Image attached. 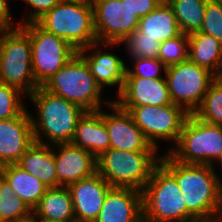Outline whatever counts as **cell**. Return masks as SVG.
<instances>
[{"mask_svg":"<svg viewBox=\"0 0 222 222\" xmlns=\"http://www.w3.org/2000/svg\"><path fill=\"white\" fill-rule=\"evenodd\" d=\"M143 216L142 192L112 187L94 222H138Z\"/></svg>","mask_w":222,"mask_h":222,"instance_id":"cell-18","label":"cell"},{"mask_svg":"<svg viewBox=\"0 0 222 222\" xmlns=\"http://www.w3.org/2000/svg\"><path fill=\"white\" fill-rule=\"evenodd\" d=\"M54 149L50 144L35 142L21 155L16 163L41 180L48 188L58 187Z\"/></svg>","mask_w":222,"mask_h":222,"instance_id":"cell-21","label":"cell"},{"mask_svg":"<svg viewBox=\"0 0 222 222\" xmlns=\"http://www.w3.org/2000/svg\"><path fill=\"white\" fill-rule=\"evenodd\" d=\"M211 1L222 5V0H211Z\"/></svg>","mask_w":222,"mask_h":222,"instance_id":"cell-41","label":"cell"},{"mask_svg":"<svg viewBox=\"0 0 222 222\" xmlns=\"http://www.w3.org/2000/svg\"><path fill=\"white\" fill-rule=\"evenodd\" d=\"M38 222H58V221H53V220H48V219H37Z\"/></svg>","mask_w":222,"mask_h":222,"instance_id":"cell-39","label":"cell"},{"mask_svg":"<svg viewBox=\"0 0 222 222\" xmlns=\"http://www.w3.org/2000/svg\"><path fill=\"white\" fill-rule=\"evenodd\" d=\"M20 26L30 36L32 72L36 84L42 87L78 51L64 39L45 31L36 22Z\"/></svg>","mask_w":222,"mask_h":222,"instance_id":"cell-9","label":"cell"},{"mask_svg":"<svg viewBox=\"0 0 222 222\" xmlns=\"http://www.w3.org/2000/svg\"><path fill=\"white\" fill-rule=\"evenodd\" d=\"M175 146L168 153L178 162L212 165V159L222 158V126L189 114Z\"/></svg>","mask_w":222,"mask_h":222,"instance_id":"cell-8","label":"cell"},{"mask_svg":"<svg viewBox=\"0 0 222 222\" xmlns=\"http://www.w3.org/2000/svg\"><path fill=\"white\" fill-rule=\"evenodd\" d=\"M165 76L172 103L188 114L198 109L210 84L217 78L189 59L167 67Z\"/></svg>","mask_w":222,"mask_h":222,"instance_id":"cell-10","label":"cell"},{"mask_svg":"<svg viewBox=\"0 0 222 222\" xmlns=\"http://www.w3.org/2000/svg\"><path fill=\"white\" fill-rule=\"evenodd\" d=\"M71 143L86 151L96 158L110 147V138L103 121V112L85 111L78 119L76 130Z\"/></svg>","mask_w":222,"mask_h":222,"instance_id":"cell-19","label":"cell"},{"mask_svg":"<svg viewBox=\"0 0 222 222\" xmlns=\"http://www.w3.org/2000/svg\"><path fill=\"white\" fill-rule=\"evenodd\" d=\"M188 35L181 33L176 38L161 42L158 59L167 67L188 60Z\"/></svg>","mask_w":222,"mask_h":222,"instance_id":"cell-29","label":"cell"},{"mask_svg":"<svg viewBox=\"0 0 222 222\" xmlns=\"http://www.w3.org/2000/svg\"><path fill=\"white\" fill-rule=\"evenodd\" d=\"M157 150L125 151L109 148L96 158L97 173L111 187L132 188L142 192L159 164Z\"/></svg>","mask_w":222,"mask_h":222,"instance_id":"cell-3","label":"cell"},{"mask_svg":"<svg viewBox=\"0 0 222 222\" xmlns=\"http://www.w3.org/2000/svg\"><path fill=\"white\" fill-rule=\"evenodd\" d=\"M17 222H38L37 218L34 217L33 215L30 216L29 218L23 219V220H19Z\"/></svg>","mask_w":222,"mask_h":222,"instance_id":"cell-38","label":"cell"},{"mask_svg":"<svg viewBox=\"0 0 222 222\" xmlns=\"http://www.w3.org/2000/svg\"><path fill=\"white\" fill-rule=\"evenodd\" d=\"M114 101L119 107L165 106L172 104L166 78H125Z\"/></svg>","mask_w":222,"mask_h":222,"instance_id":"cell-17","label":"cell"},{"mask_svg":"<svg viewBox=\"0 0 222 222\" xmlns=\"http://www.w3.org/2000/svg\"><path fill=\"white\" fill-rule=\"evenodd\" d=\"M62 1L66 3L81 4L88 7H93L95 3V0H62Z\"/></svg>","mask_w":222,"mask_h":222,"instance_id":"cell-37","label":"cell"},{"mask_svg":"<svg viewBox=\"0 0 222 222\" xmlns=\"http://www.w3.org/2000/svg\"><path fill=\"white\" fill-rule=\"evenodd\" d=\"M138 30L142 38L155 39L160 43L181 34L173 9L166 0L140 18Z\"/></svg>","mask_w":222,"mask_h":222,"instance_id":"cell-22","label":"cell"},{"mask_svg":"<svg viewBox=\"0 0 222 222\" xmlns=\"http://www.w3.org/2000/svg\"><path fill=\"white\" fill-rule=\"evenodd\" d=\"M32 216V210L18 196L1 174L0 222H17Z\"/></svg>","mask_w":222,"mask_h":222,"instance_id":"cell-28","label":"cell"},{"mask_svg":"<svg viewBox=\"0 0 222 222\" xmlns=\"http://www.w3.org/2000/svg\"><path fill=\"white\" fill-rule=\"evenodd\" d=\"M0 172L15 196L20 197L31 210L37 206L48 188L41 180L17 164L2 166Z\"/></svg>","mask_w":222,"mask_h":222,"instance_id":"cell-24","label":"cell"},{"mask_svg":"<svg viewBox=\"0 0 222 222\" xmlns=\"http://www.w3.org/2000/svg\"><path fill=\"white\" fill-rule=\"evenodd\" d=\"M42 88L80 106L84 111L101 109L102 88L93 78L89 66L77 53Z\"/></svg>","mask_w":222,"mask_h":222,"instance_id":"cell-6","label":"cell"},{"mask_svg":"<svg viewBox=\"0 0 222 222\" xmlns=\"http://www.w3.org/2000/svg\"><path fill=\"white\" fill-rule=\"evenodd\" d=\"M172 7L180 32L186 35L199 32L208 0H166Z\"/></svg>","mask_w":222,"mask_h":222,"instance_id":"cell-26","label":"cell"},{"mask_svg":"<svg viewBox=\"0 0 222 222\" xmlns=\"http://www.w3.org/2000/svg\"><path fill=\"white\" fill-rule=\"evenodd\" d=\"M87 48L78 50L89 66L90 72L96 83L103 89L104 86H118V94L123 88L126 75L124 61L116 54L102 53L101 49H96L93 54L85 55Z\"/></svg>","mask_w":222,"mask_h":222,"instance_id":"cell-20","label":"cell"},{"mask_svg":"<svg viewBox=\"0 0 222 222\" xmlns=\"http://www.w3.org/2000/svg\"><path fill=\"white\" fill-rule=\"evenodd\" d=\"M122 42L126 43V49L132 58H158L161 43L155 39L142 38L138 29Z\"/></svg>","mask_w":222,"mask_h":222,"instance_id":"cell-31","label":"cell"},{"mask_svg":"<svg viewBox=\"0 0 222 222\" xmlns=\"http://www.w3.org/2000/svg\"><path fill=\"white\" fill-rule=\"evenodd\" d=\"M128 111L147 140L158 148L157 140H171L177 144L183 124L189 114L180 106L169 104L165 106L120 107Z\"/></svg>","mask_w":222,"mask_h":222,"instance_id":"cell-11","label":"cell"},{"mask_svg":"<svg viewBox=\"0 0 222 222\" xmlns=\"http://www.w3.org/2000/svg\"><path fill=\"white\" fill-rule=\"evenodd\" d=\"M32 215L37 219L76 222L73 202L67 186L47 188L32 210Z\"/></svg>","mask_w":222,"mask_h":222,"instance_id":"cell-23","label":"cell"},{"mask_svg":"<svg viewBox=\"0 0 222 222\" xmlns=\"http://www.w3.org/2000/svg\"><path fill=\"white\" fill-rule=\"evenodd\" d=\"M29 34L21 27L0 33V82L31 95L38 89L32 72Z\"/></svg>","mask_w":222,"mask_h":222,"instance_id":"cell-7","label":"cell"},{"mask_svg":"<svg viewBox=\"0 0 222 222\" xmlns=\"http://www.w3.org/2000/svg\"><path fill=\"white\" fill-rule=\"evenodd\" d=\"M20 90L0 82V120H7L19 116L24 108Z\"/></svg>","mask_w":222,"mask_h":222,"instance_id":"cell-30","label":"cell"},{"mask_svg":"<svg viewBox=\"0 0 222 222\" xmlns=\"http://www.w3.org/2000/svg\"><path fill=\"white\" fill-rule=\"evenodd\" d=\"M142 207L143 217L152 222H198L187 211L176 179L160 163L142 190Z\"/></svg>","mask_w":222,"mask_h":222,"instance_id":"cell-4","label":"cell"},{"mask_svg":"<svg viewBox=\"0 0 222 222\" xmlns=\"http://www.w3.org/2000/svg\"><path fill=\"white\" fill-rule=\"evenodd\" d=\"M33 7L34 11L30 12L27 19L23 22H19V25L26 24L29 22H36L46 12L50 11L55 5L60 3L62 0H23Z\"/></svg>","mask_w":222,"mask_h":222,"instance_id":"cell-34","label":"cell"},{"mask_svg":"<svg viewBox=\"0 0 222 222\" xmlns=\"http://www.w3.org/2000/svg\"><path fill=\"white\" fill-rule=\"evenodd\" d=\"M56 172L59 186H68L97 172L96 157L72 143L55 144Z\"/></svg>","mask_w":222,"mask_h":222,"instance_id":"cell-16","label":"cell"},{"mask_svg":"<svg viewBox=\"0 0 222 222\" xmlns=\"http://www.w3.org/2000/svg\"><path fill=\"white\" fill-rule=\"evenodd\" d=\"M0 191H1V172H0Z\"/></svg>","mask_w":222,"mask_h":222,"instance_id":"cell-44","label":"cell"},{"mask_svg":"<svg viewBox=\"0 0 222 222\" xmlns=\"http://www.w3.org/2000/svg\"><path fill=\"white\" fill-rule=\"evenodd\" d=\"M218 161L221 163V168H222V158L220 160H218ZM219 187H220V190L222 191V186H219Z\"/></svg>","mask_w":222,"mask_h":222,"instance_id":"cell-42","label":"cell"},{"mask_svg":"<svg viewBox=\"0 0 222 222\" xmlns=\"http://www.w3.org/2000/svg\"><path fill=\"white\" fill-rule=\"evenodd\" d=\"M199 32L213 36L222 43V5L208 0Z\"/></svg>","mask_w":222,"mask_h":222,"instance_id":"cell-33","label":"cell"},{"mask_svg":"<svg viewBox=\"0 0 222 222\" xmlns=\"http://www.w3.org/2000/svg\"><path fill=\"white\" fill-rule=\"evenodd\" d=\"M31 101L37 106V118L31 117L35 142L47 144L71 143L78 119L84 110L68 100L56 96L42 87H38L31 95ZM44 135L45 140L43 141ZM42 139V140H41Z\"/></svg>","mask_w":222,"mask_h":222,"instance_id":"cell-2","label":"cell"},{"mask_svg":"<svg viewBox=\"0 0 222 222\" xmlns=\"http://www.w3.org/2000/svg\"><path fill=\"white\" fill-rule=\"evenodd\" d=\"M36 23L71 44L77 51L99 46L94 30L93 7L61 1Z\"/></svg>","mask_w":222,"mask_h":222,"instance_id":"cell-5","label":"cell"},{"mask_svg":"<svg viewBox=\"0 0 222 222\" xmlns=\"http://www.w3.org/2000/svg\"><path fill=\"white\" fill-rule=\"evenodd\" d=\"M193 115L209 124L222 126V77H217L210 84L201 105Z\"/></svg>","mask_w":222,"mask_h":222,"instance_id":"cell-27","label":"cell"},{"mask_svg":"<svg viewBox=\"0 0 222 222\" xmlns=\"http://www.w3.org/2000/svg\"><path fill=\"white\" fill-rule=\"evenodd\" d=\"M219 221L222 222V209H221V214H220V219H219Z\"/></svg>","mask_w":222,"mask_h":222,"instance_id":"cell-43","label":"cell"},{"mask_svg":"<svg viewBox=\"0 0 222 222\" xmlns=\"http://www.w3.org/2000/svg\"><path fill=\"white\" fill-rule=\"evenodd\" d=\"M135 60L134 70L126 68L125 78H163L159 75L161 68L166 72L167 66L158 58H132Z\"/></svg>","mask_w":222,"mask_h":222,"instance_id":"cell-32","label":"cell"},{"mask_svg":"<svg viewBox=\"0 0 222 222\" xmlns=\"http://www.w3.org/2000/svg\"><path fill=\"white\" fill-rule=\"evenodd\" d=\"M94 30L97 42L121 44L138 29L140 18L122 0H95Z\"/></svg>","mask_w":222,"mask_h":222,"instance_id":"cell-12","label":"cell"},{"mask_svg":"<svg viewBox=\"0 0 222 222\" xmlns=\"http://www.w3.org/2000/svg\"><path fill=\"white\" fill-rule=\"evenodd\" d=\"M138 222H152V221H149L142 216Z\"/></svg>","mask_w":222,"mask_h":222,"instance_id":"cell-40","label":"cell"},{"mask_svg":"<svg viewBox=\"0 0 222 222\" xmlns=\"http://www.w3.org/2000/svg\"><path fill=\"white\" fill-rule=\"evenodd\" d=\"M113 113L103 111V121L110 138L111 149L125 151L157 150L135 124L132 115L114 101L106 102Z\"/></svg>","mask_w":222,"mask_h":222,"instance_id":"cell-13","label":"cell"},{"mask_svg":"<svg viewBox=\"0 0 222 222\" xmlns=\"http://www.w3.org/2000/svg\"><path fill=\"white\" fill-rule=\"evenodd\" d=\"M30 112L0 120V167L16 164L21 155L34 143Z\"/></svg>","mask_w":222,"mask_h":222,"instance_id":"cell-14","label":"cell"},{"mask_svg":"<svg viewBox=\"0 0 222 222\" xmlns=\"http://www.w3.org/2000/svg\"><path fill=\"white\" fill-rule=\"evenodd\" d=\"M7 2L8 0H0V33L14 30L20 26L19 24L15 28L12 26Z\"/></svg>","mask_w":222,"mask_h":222,"instance_id":"cell-36","label":"cell"},{"mask_svg":"<svg viewBox=\"0 0 222 222\" xmlns=\"http://www.w3.org/2000/svg\"><path fill=\"white\" fill-rule=\"evenodd\" d=\"M159 163L176 179L187 211L198 222L219 221L222 209L219 186H222V182L213 165L184 164L169 153L160 156Z\"/></svg>","mask_w":222,"mask_h":222,"instance_id":"cell-1","label":"cell"},{"mask_svg":"<svg viewBox=\"0 0 222 222\" xmlns=\"http://www.w3.org/2000/svg\"><path fill=\"white\" fill-rule=\"evenodd\" d=\"M188 39V59L216 77H222V43L201 32L189 34Z\"/></svg>","mask_w":222,"mask_h":222,"instance_id":"cell-25","label":"cell"},{"mask_svg":"<svg viewBox=\"0 0 222 222\" xmlns=\"http://www.w3.org/2000/svg\"><path fill=\"white\" fill-rule=\"evenodd\" d=\"M139 18L148 15L163 0H122Z\"/></svg>","mask_w":222,"mask_h":222,"instance_id":"cell-35","label":"cell"},{"mask_svg":"<svg viewBox=\"0 0 222 222\" xmlns=\"http://www.w3.org/2000/svg\"><path fill=\"white\" fill-rule=\"evenodd\" d=\"M70 191L76 222H94L108 191L112 188L97 172L67 186Z\"/></svg>","mask_w":222,"mask_h":222,"instance_id":"cell-15","label":"cell"}]
</instances>
